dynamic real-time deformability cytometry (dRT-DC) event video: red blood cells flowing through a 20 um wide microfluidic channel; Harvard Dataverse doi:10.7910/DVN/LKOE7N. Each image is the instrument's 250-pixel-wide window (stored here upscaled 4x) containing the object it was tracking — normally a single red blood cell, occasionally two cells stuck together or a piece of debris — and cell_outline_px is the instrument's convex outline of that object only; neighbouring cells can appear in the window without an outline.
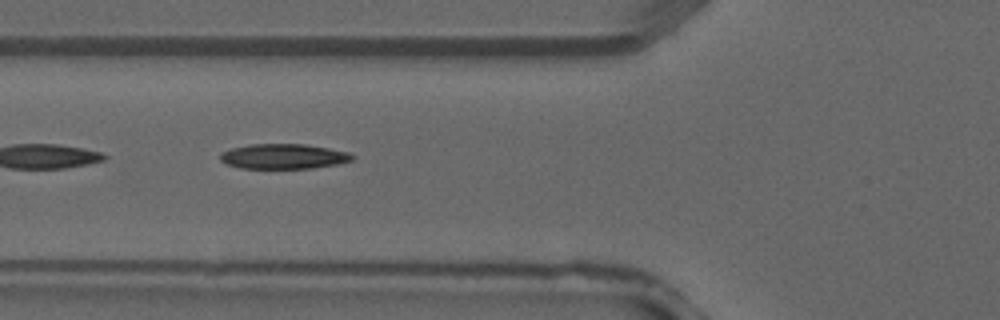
{"species": "common noctule bat (a hibernating species)", "species_latin": "Nyctalus noctula", "temperature_condition": "warm", "stored_images_in_passage": 3, "camera_frame_rate_fps": 3000, "um_per_image_px": 0.085, "animal": {"sex": "male", "forearm_length_mm": 52.5}, "frame": {"image": 1, "passage_image": 3, "time_ms": 0.667, "image_size_px": [1000, 320], "cell_outline_px": [[356, 156], [352, 160], [340, 164], [312, 168], [240, 168], [228, 164], [220, 160], [220, 152], [232, 148], [252, 144], [304, 144], [328, 148], [348, 152]], "centroid_in_image_um": [24.12, 13.29], "position_along_channel_um": 101.7, "area_um2": 19.25}}